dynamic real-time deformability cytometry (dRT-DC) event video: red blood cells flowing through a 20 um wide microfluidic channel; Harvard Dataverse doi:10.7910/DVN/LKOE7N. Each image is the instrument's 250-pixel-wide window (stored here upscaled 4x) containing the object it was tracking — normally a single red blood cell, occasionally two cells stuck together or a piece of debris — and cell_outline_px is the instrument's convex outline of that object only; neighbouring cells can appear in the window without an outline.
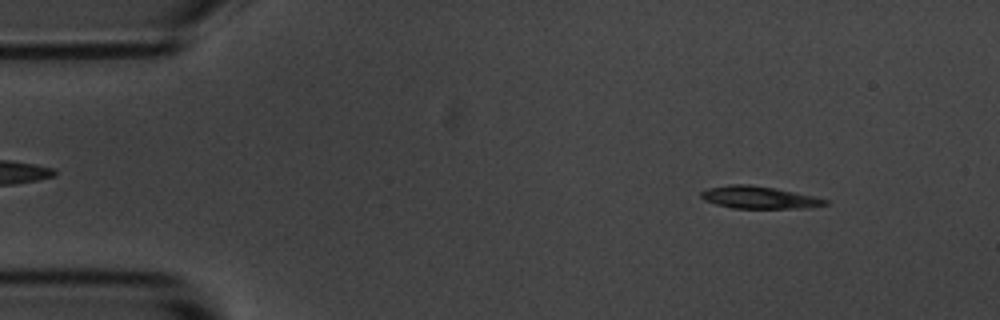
{"species": "common noctule bat (a hibernating species)", "species_latin": "Nyctalus noctula", "temperature_condition": "room temperature", "stored_images_in_passage": 53, "camera_frame_rate_fps": 3000, "um_per_image_px": 0.085, "animal": {"sex": "male", "body_mass_g": 20.1, "forearm_length_mm": 53.5}, "frame": {"image": 1, "passage_image": 5, "time_ms": 1.333, "image_size_px": [1000, 320], "cell_outline_px": [[828, 204], [804, 208], [732, 208], [716, 204], [704, 200], [700, 196], [700, 192], [708, 188], [728, 184], [748, 184], [776, 188], [812, 196], [828, 200]], "centroid_in_image_um": [64.47, 16.77], "position_along_channel_um": 20.5, "area_um2": 16.07}}
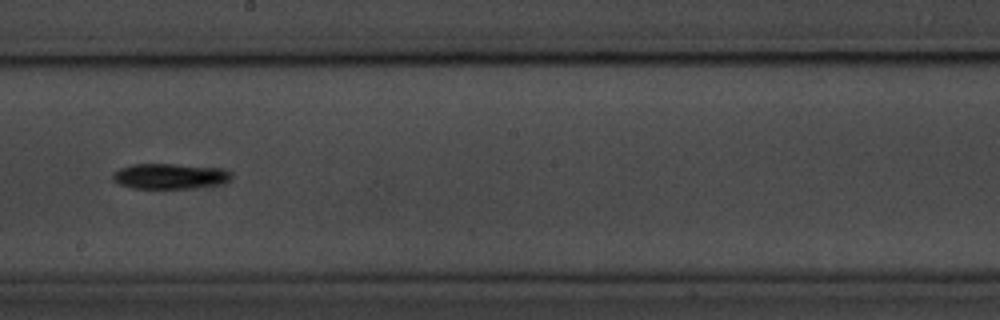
{"frame": {"image": 2, "passage_image": 29, "time_ms": 9.333, "image_size_px": [1000, 320], "cell_outline_px": [[232, 176], [228, 180], [220, 184], [192, 188], [132, 188], [120, 184], [112, 180], [112, 176], [120, 168], [132, 164], [176, 164], [220, 168], [232, 172]], "centroid_in_image_um": [14.44, 14.97], "position_along_channel_um": 233.8, "area_um2": 17.46}}
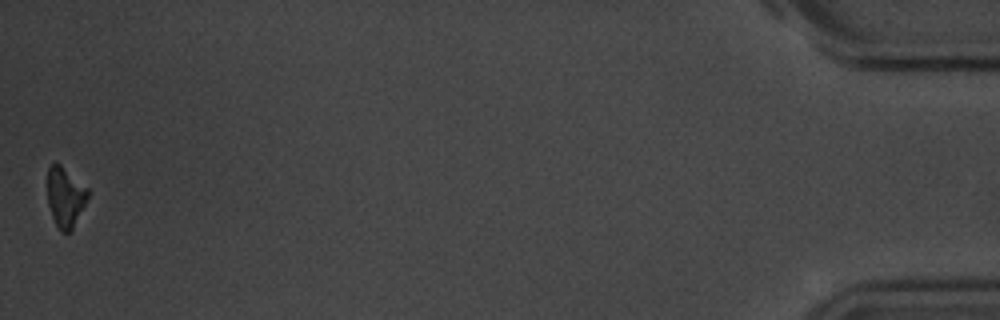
{"frame": {"image": 3, "passage_image": 53, "time_ms": 17.333, "image_size_px": [1000, 320], "cell_outline_px": [[88, 196], [72, 232], [60, 232], [52, 216], [48, 204], [48, 168], [52, 164], [60, 164], [88, 188]], "centroid_in_image_um": [5.55, 16.78], "position_along_channel_um": 429.6, "area_um2": 13.99}, "authors_computed_cell_mechanics": {"area_um2": 16.1262, "velocity_mm_per_s": 3.6498, "shape_relaxation_time_tau1_ms": 2.261, "shape_relaxation_time_tau2_ms": null, "deformation_change_tau1": 0.1041, "deformation_change_tau2": null}}